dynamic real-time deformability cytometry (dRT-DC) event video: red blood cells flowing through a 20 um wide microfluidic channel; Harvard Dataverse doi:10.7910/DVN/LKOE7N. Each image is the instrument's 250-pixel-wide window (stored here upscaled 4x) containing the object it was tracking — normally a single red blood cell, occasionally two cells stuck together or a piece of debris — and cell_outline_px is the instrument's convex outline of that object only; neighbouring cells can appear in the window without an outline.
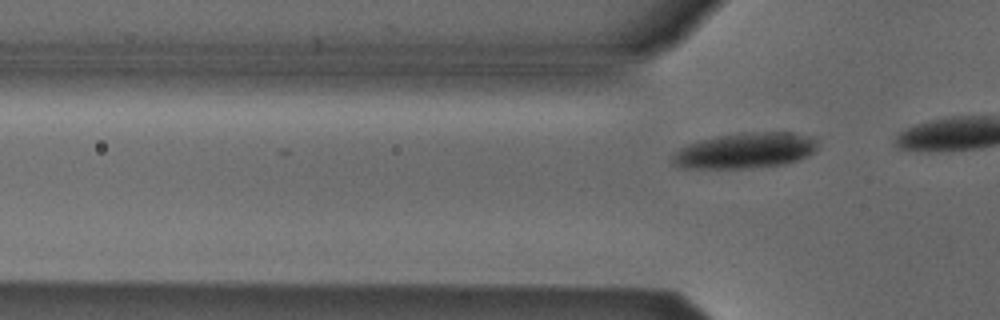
{"species": "Egyptian fruit bat (a non-hibernating species)", "species_latin": "Rousettus aegyptiacus", "temperature_condition": "cold", "stored_images_in_passage": 4, "camera_frame_rate_fps": 3000, "um_per_image_px": 0.085, "animal": {"sex": "male"}, "frame": {"image": 1, "passage_image": 4, "time_ms": 1.0, "image_size_px": [1000, 320], "cell_outline_px": [[820, 136], [816, 148], [808, 156], [796, 160], [780, 164], [752, 168], [680, 168], [672, 164], [672, 156], [680, 148], [688, 144], [700, 140], [716, 136], [744, 132], [792, 132]], "centroid_in_image_um": [63.38, 12.78], "position_along_channel_um": 62.4, "area_um2": 30.4}}